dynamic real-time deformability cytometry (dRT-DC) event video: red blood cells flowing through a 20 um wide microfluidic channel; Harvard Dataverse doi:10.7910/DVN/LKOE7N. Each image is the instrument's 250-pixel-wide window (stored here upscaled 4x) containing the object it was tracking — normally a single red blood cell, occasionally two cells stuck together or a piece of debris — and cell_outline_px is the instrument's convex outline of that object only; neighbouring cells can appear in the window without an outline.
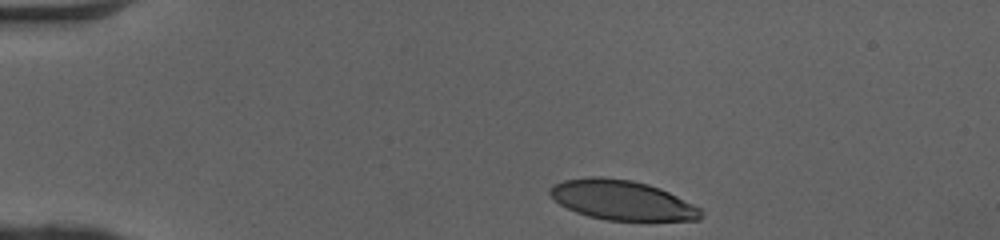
{"species": "human", "species_latin": "Homo sapiens", "temperature_condition": "cold", "stored_images_in_passage": 34, "camera_frame_rate_fps": 3000, "um_per_image_px": 0.085, "donor": {"sex": "female"}, "frame": {"image": 1, "passage_image": 1, "time_ms": 0.0, "image_size_px": [1000, 240], "cell_outline_px": [[704, 216], [700, 220], [608, 220], [588, 216], [576, 212], [560, 204], [548, 192], [548, 188], [552, 184], [564, 180], [588, 176], [604, 176], [632, 180], [648, 184], [660, 188], [700, 208], [704, 212]], "centroid_in_image_um": [52.85, 17.0], "position_along_channel_um": 32.1, "area_um2": 34.97}}
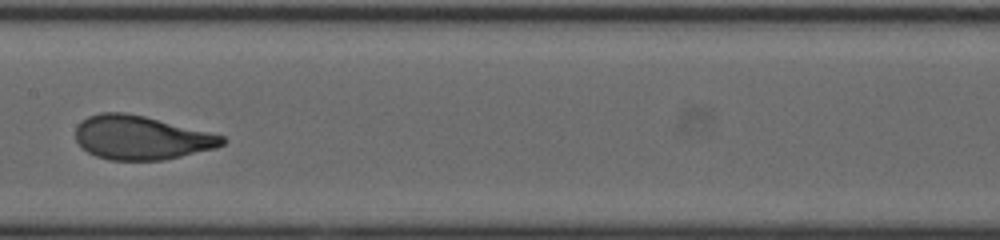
{"frame": {"image": 2, "passage_image": 18, "time_ms": 5.667, "image_size_px": [1000, 240], "cell_outline_px": [[228, 140], [224, 144], [216, 148], [164, 160], [108, 160], [96, 156], [80, 148], [76, 140], [76, 124], [88, 116], [100, 112], [124, 112], [144, 116], [224, 136]], "centroid_in_image_um": [11.96, 11.71], "position_along_channel_um": 195.4, "area_um2": 37.57}}
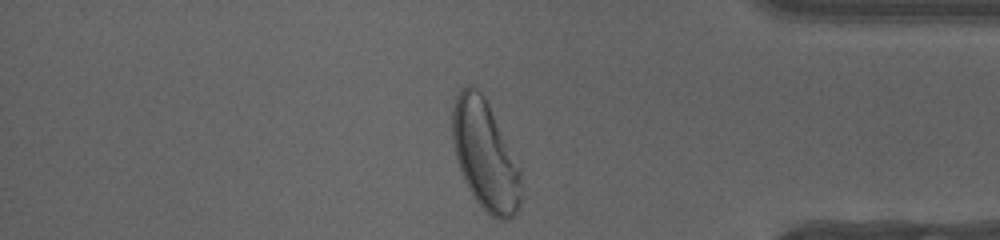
{"frame": {"image": 3, "passage_image": 34, "time_ms": 11.0, "image_size_px": [1000, 240], "cell_outline_px": [[520, 204], [516, 216], [508, 220], [500, 220], [492, 216], [476, 200], [468, 188], [464, 180], [456, 160], [452, 140], [452, 108], [456, 96], [468, 84], [472, 84], [484, 96], [520, 168]], "centroid_in_image_um": [41.22, 13.21], "position_along_channel_um": 394.0, "area_um2": 43.41}, "authors_computed_cell_mechanics": {"area_um2": 37.281, "velocity_mm_per_s": 4.0722, "shape_relaxation_time_tau1_ms": 3.2317, "shape_relaxation_time_tau2_ms": null, "deformation_change_tau1": 0.1843, "deformation_change_tau2": null}}